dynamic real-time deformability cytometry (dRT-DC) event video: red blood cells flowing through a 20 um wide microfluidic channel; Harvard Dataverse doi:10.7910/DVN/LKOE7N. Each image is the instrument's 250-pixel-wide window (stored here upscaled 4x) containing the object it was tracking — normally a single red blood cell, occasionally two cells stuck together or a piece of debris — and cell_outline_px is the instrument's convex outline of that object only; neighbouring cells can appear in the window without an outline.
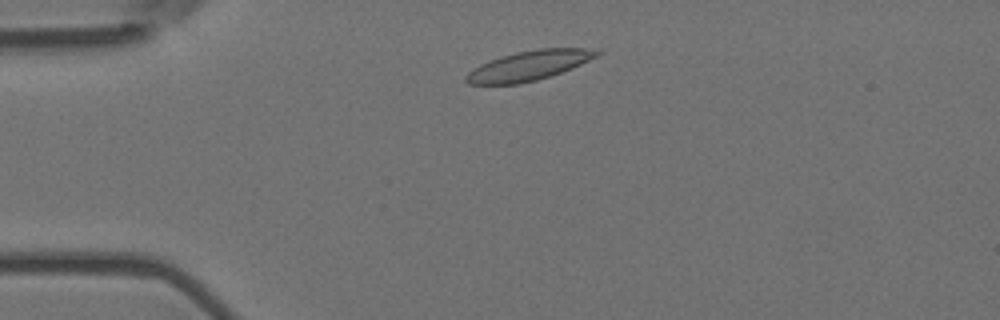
{"species": "Egyptian fruit bat (a non-hibernating species)", "species_latin": "Rousettus aegyptiacus", "temperature_condition": "room temperature", "stored_images_in_passage": 49, "camera_frame_rate_fps": 3000, "um_per_image_px": 0.085, "animal": {"sex": "female"}, "frame": {"image": 1, "passage_image": 6, "time_ms": 1.667, "image_size_px": [1000, 320], "cell_outline_px": [[604, 52], [600, 56], [572, 68], [536, 80], [520, 84], [468, 84], [464, 80], [464, 76], [472, 68], [488, 60], [500, 56], [516, 52], [536, 48], [584, 48]], "centroid_in_image_um": [44.94, 5.57], "position_along_channel_um": 40.1, "area_um2": 22.83}}
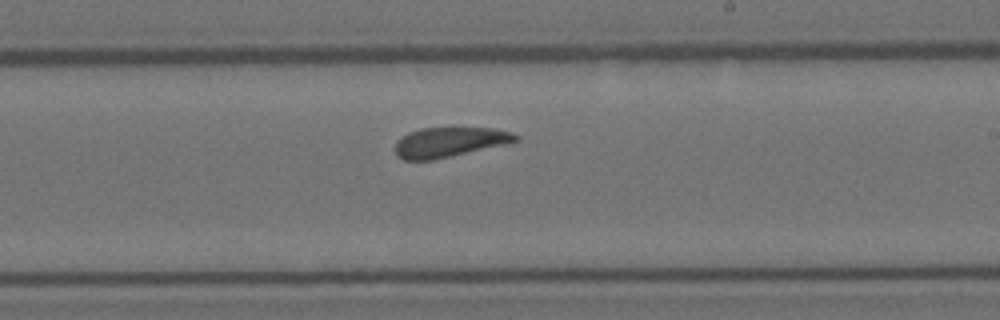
{"frame": {"image": 2, "passage_image": 26, "time_ms": 8.333, "image_size_px": [1000, 320], "cell_outline_px": [[520, 140], [504, 144], [432, 160], [404, 160], [396, 156], [396, 140], [408, 132], [420, 128], [496, 128], [512, 132], [520, 136]], "centroid_in_image_um": [38.19, 12.07], "position_along_channel_um": 250.8, "area_um2": 20.87}}
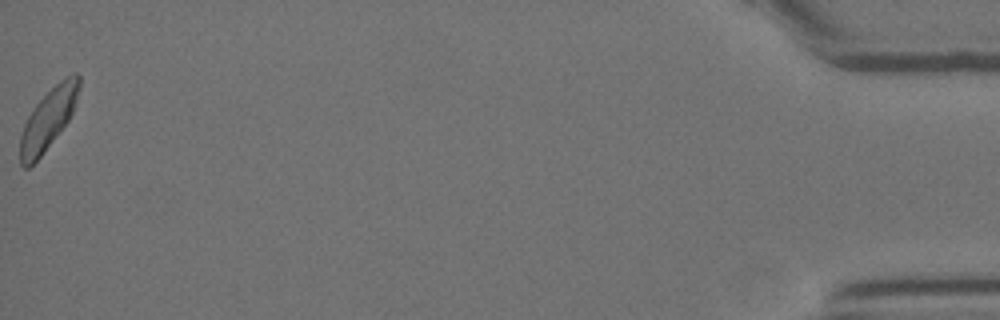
{"frame": {"image": 3, "passage_image": 49, "time_ms": 16.0, "image_size_px": [1000, 320], "cell_outline_px": [[80, 88], [72, 112], [68, 120], [40, 156], [28, 168], [24, 168], [20, 164], [20, 136], [24, 124], [32, 108], [60, 80], [72, 72], [76, 72], [80, 76]], "centroid_in_image_um": [4.09, 10.08], "position_along_channel_um": 431.1, "area_um2": 20.46}, "authors_computed_cell_mechanics": {"area_um2": 21.8484, "velocity_mm_per_s": 3.6153, "shape_relaxation_time_tau1_ms": 3.1034, "shape_relaxation_time_tau2_ms": 2.2631, "deformation_change_tau1": 0.0875, "deformation_change_tau2": 0.0938}}